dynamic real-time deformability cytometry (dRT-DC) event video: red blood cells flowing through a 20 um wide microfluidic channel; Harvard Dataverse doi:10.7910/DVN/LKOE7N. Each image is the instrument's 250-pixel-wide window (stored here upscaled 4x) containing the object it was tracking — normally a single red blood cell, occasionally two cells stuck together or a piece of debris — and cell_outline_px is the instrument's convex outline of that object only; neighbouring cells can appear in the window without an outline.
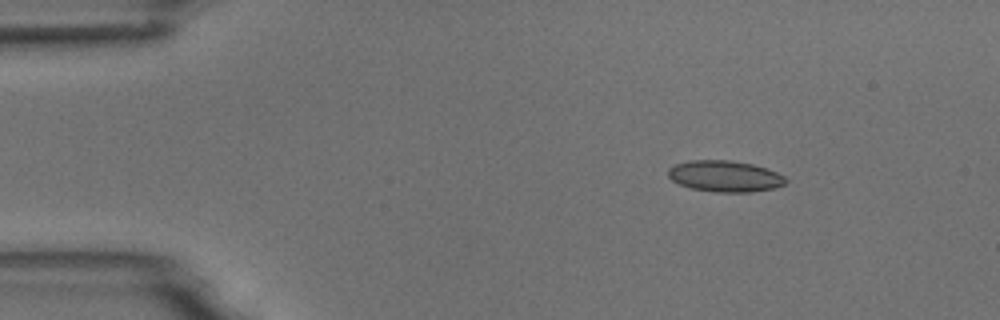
{"species": "common noctule bat (a hibernating species)", "species_latin": "Nyctalus noctula", "temperature_condition": "room temperature", "stored_images_in_passage": 5, "segment_of_instrument_passage": [1, 2], "camera_frame_rate_fps": 3000, "um_per_image_px": 0.085, "animal": {"sex": "male", "body_mass_g": 18.8}, "frame": {"image": 1, "passage_image": 2, "time_ms": 1.0, "image_size_px": [1000, 320], "cell_outline_px": [[788, 180], [784, 184], [776, 188], [752, 192], [716, 192], [692, 188], [680, 184], [672, 180], [668, 176], [668, 168], [676, 164], [688, 160], [732, 160], [752, 164], [768, 168], [784, 176]], "centroid_in_image_um": [61.64, 14.97], "position_along_channel_um": 23.4, "area_um2": 21.5}}